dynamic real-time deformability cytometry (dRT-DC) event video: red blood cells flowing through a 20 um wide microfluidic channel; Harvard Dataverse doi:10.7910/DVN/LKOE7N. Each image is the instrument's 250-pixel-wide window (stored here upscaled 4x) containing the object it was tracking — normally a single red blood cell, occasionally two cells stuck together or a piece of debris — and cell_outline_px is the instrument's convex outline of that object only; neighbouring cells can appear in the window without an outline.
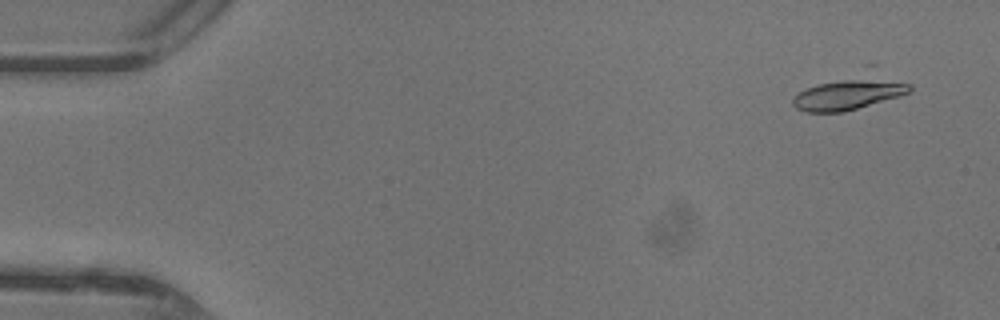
{"species": "common noctule bat (a hibernating species)", "species_latin": "Nyctalus noctula", "temperature_condition": "warm", "stored_images_in_passage": 22, "camera_frame_rate_fps": 3000, "um_per_image_px": 0.085, "animal": {"sex": "female"}, "frame": {"image": 1, "passage_image": 2, "time_ms": 0.333, "image_size_px": [1000, 320], "cell_outline_px": [[912, 88], [908, 92], [900, 96], [844, 112], [804, 112], [796, 108], [792, 104], [792, 96], [816, 84], [844, 80], [876, 80], [912, 84]], "centroid_in_image_um": [72.01, 8.09], "position_along_channel_um": 13.0, "area_um2": 19.88}}
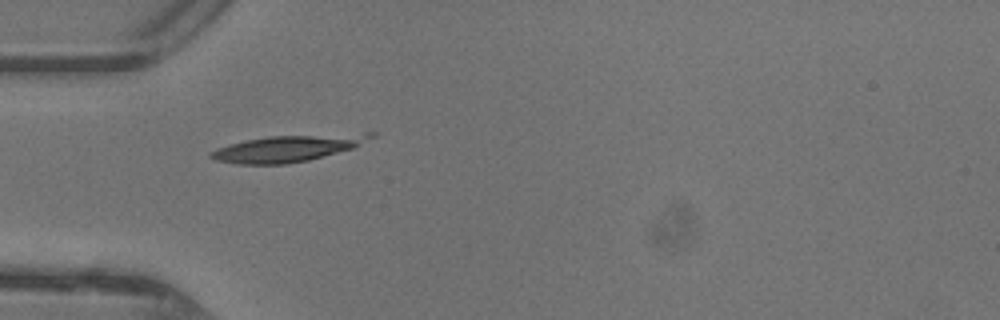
{"frame": {"image": 2, "passage_image": 14, "time_ms": 4.333, "image_size_px": [1000, 320], "cell_outline_px": [[376, 136], [352, 148], [308, 160], [288, 164], [236, 164], [216, 160], [208, 156], [208, 152], [216, 148], [244, 140], [268, 136], [364, 132], [376, 132]], "centroid_in_image_um": [24.47, 12.58], "position_along_channel_um": 60.5, "area_um2": 25.03}}
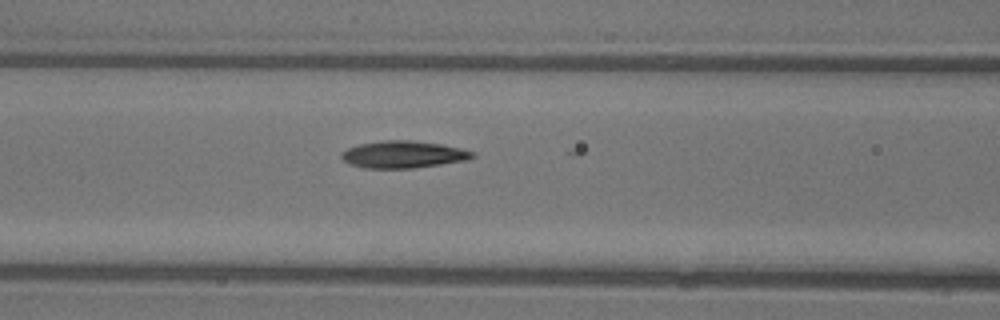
{"frame": {"image": 3, "passage_image": 19, "time_ms": 6.0, "image_size_px": [1000, 320], "cell_outline_px": [[476, 156], [468, 160], [416, 168], [364, 168], [348, 164], [340, 156], [340, 152], [348, 148], [360, 144], [380, 140], [412, 140], [440, 144], [460, 148], [476, 152]], "centroid_in_image_um": [34.28, 13.13], "position_along_channel_um": 132.3, "area_um2": 20.92}}